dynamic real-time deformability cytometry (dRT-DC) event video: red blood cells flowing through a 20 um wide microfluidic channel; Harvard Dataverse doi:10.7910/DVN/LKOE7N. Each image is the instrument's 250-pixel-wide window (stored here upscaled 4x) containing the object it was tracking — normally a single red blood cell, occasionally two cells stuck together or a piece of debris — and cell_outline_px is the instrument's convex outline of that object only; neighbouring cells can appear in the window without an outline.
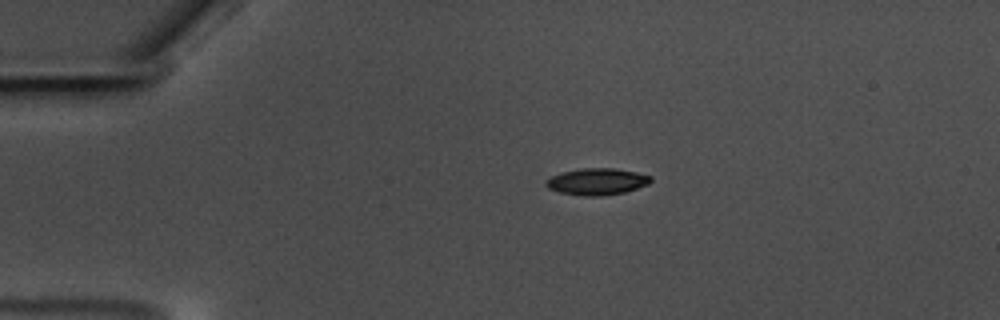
{"species": "common noctule bat (a hibernating species)", "species_latin": "Nyctalus noctula", "temperature_condition": "warm", "stored_images_in_passage": 47, "camera_frame_rate_fps": 3000, "um_per_image_px": 0.085, "animal": {"sex": "male", "body_mass_g": 17.5, "forearm_length_mm": 52.3}, "frame": {"image": 1, "passage_image": 1, "time_ms": 0.0, "image_size_px": [1000, 320], "cell_outline_px": [[652, 180], [648, 184], [624, 192], [600, 196], [584, 196], [560, 192], [548, 188], [544, 184], [544, 180], [560, 172], [584, 168], [616, 168], [636, 172], [652, 176]], "centroid_in_image_um": [50.72, 15.42], "position_along_channel_um": 34.3, "area_um2": 16.3}}
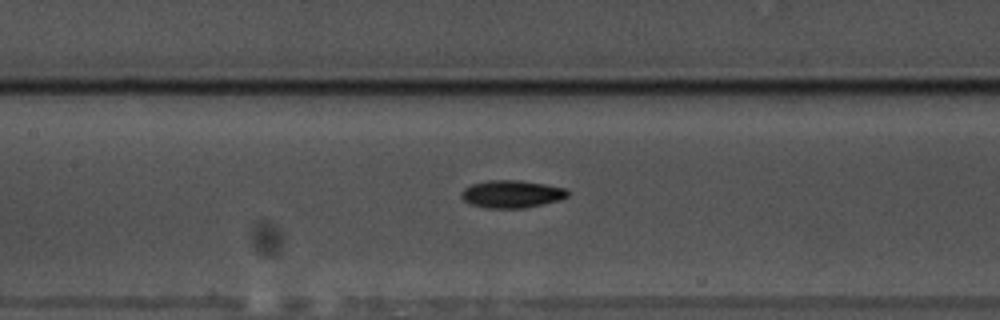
{"frame": {"image": 2, "passage_image": 16, "time_ms": 5.0, "image_size_px": [1000, 320], "cell_outline_px": [[568, 196], [560, 200], [524, 208], [484, 208], [472, 204], [464, 200], [460, 196], [460, 192], [464, 188], [472, 184], [488, 180], [516, 180], [544, 184], [568, 188]], "centroid_in_image_um": [43.49, 16.49], "position_along_channel_um": 163.9, "area_um2": 17.11}}
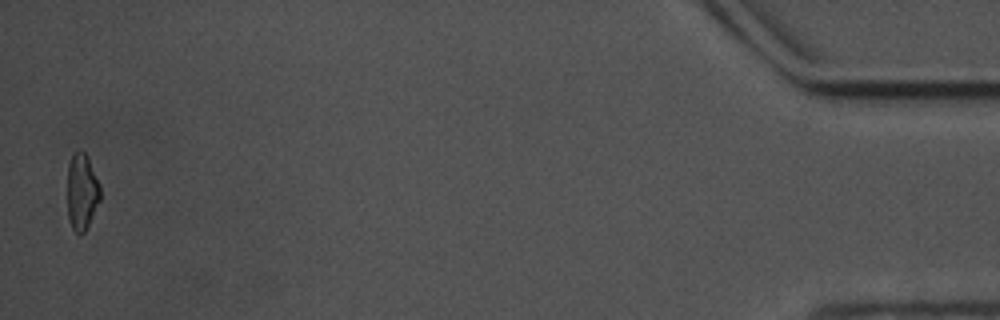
{"frame": {"image": 3, "passage_image": 46, "time_ms": 15.0, "image_size_px": [1000, 320], "cell_outline_px": [[100, 200], [84, 232], [80, 236], [72, 228], [68, 216], [68, 164], [72, 152], [80, 148], [88, 156], [100, 184]], "centroid_in_image_um": [6.96, 16.24], "position_along_channel_um": 428.2, "area_um2": 14.8}, "authors_computed_cell_mechanics": {"area_um2": 16.184, "velocity_mm_per_s": 3.5388, "shape_relaxation_time_tau1_ms": 3.5829, "shape_relaxation_time_tau2_ms": 5.3919, "deformation_change_tau1": 0.1323, "deformation_change_tau2": 0.0982}}